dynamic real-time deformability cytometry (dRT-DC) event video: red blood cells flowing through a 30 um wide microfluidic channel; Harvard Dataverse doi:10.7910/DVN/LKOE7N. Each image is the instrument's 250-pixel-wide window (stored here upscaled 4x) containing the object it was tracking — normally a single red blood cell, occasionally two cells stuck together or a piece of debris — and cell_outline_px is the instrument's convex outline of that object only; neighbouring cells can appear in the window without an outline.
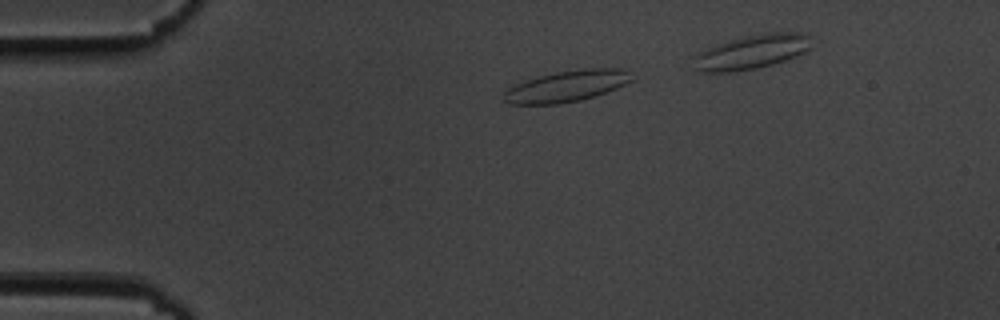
{"species": "common noctule bat (a hibernating species)", "species_latin": "Nyctalus noctula", "temperature_condition": "cold", "stored_images_in_passage": 35, "segment_of_instrument_passage": [1, 2], "camera_frame_rate_fps": 3000, "um_per_image_px": 0.085, "animal": {"sex": "male", "body_mass_g": 19.5, "forearm_length_mm": 54.6}, "frame": {"image": 1, "passage_image": 1, "time_ms": 0.0, "image_size_px": [1000, 320], "cell_outline_px": [[632, 80], [616, 88], [580, 100], [556, 104], [508, 104], [504, 100], [504, 92], [508, 88], [524, 80], [556, 72], [584, 68], [628, 68]], "centroid_in_image_um": [48.16, 7.31], "position_along_channel_um": 36.8, "area_um2": 23.06}}
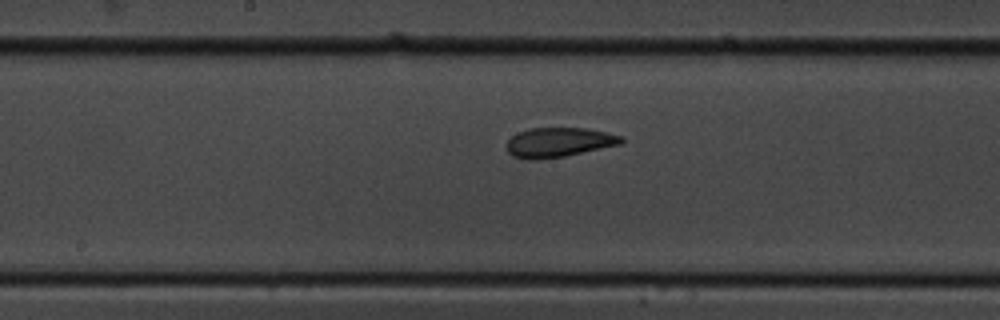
{"frame": {"image": 2, "passage_image": 18, "time_ms": 5.667, "image_size_px": [1000, 320], "cell_outline_px": [[624, 140], [620, 144], [564, 156], [540, 160], [524, 160], [512, 156], [508, 152], [508, 140], [512, 136], [528, 128], [584, 128], [608, 132], [624, 136]], "centroid_in_image_um": [47.49, 12.1], "position_along_channel_um": 200.7, "area_um2": 19.77}}
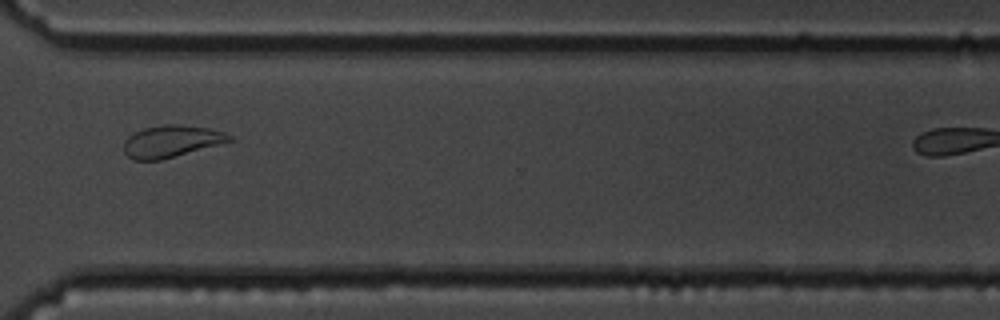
{"frame": {"image": 3, "passage_image": 31, "time_ms": 10.0, "image_size_px": [1000, 320], "cell_outline_px": [[232, 140], [160, 160], [132, 160], [124, 152], [124, 140], [128, 136], [144, 128], [168, 124], [176, 124], [208, 128], [224, 132], [232, 136]], "centroid_in_image_um": [14.52, 12.01], "position_along_channel_um": 356.1, "area_um2": 19.25}}